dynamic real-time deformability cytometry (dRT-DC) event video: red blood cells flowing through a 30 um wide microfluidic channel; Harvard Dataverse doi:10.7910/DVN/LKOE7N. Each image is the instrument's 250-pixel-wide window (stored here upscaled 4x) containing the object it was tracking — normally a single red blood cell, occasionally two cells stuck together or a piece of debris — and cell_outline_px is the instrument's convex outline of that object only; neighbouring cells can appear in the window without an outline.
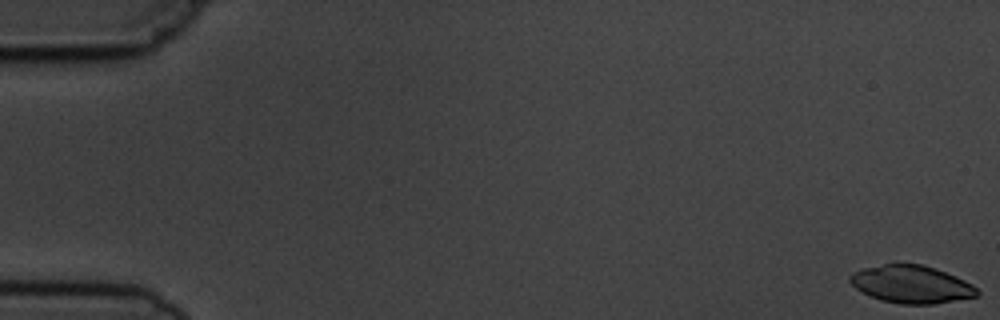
{"species": "common noctule bat (a hibernating species)", "species_latin": "Nyctalus noctula", "temperature_condition": "cold", "stored_images_in_passage": 10, "camera_frame_rate_fps": 3000, "um_per_image_px": 0.085, "animal": {"sex": "male", "body_mass_g": 19.5, "forearm_length_mm": 54.6}, "frame": {"image": 1, "passage_image": 1, "time_ms": 0.0, "image_size_px": [1000, 320], "cell_outline_px": [[980, 292], [976, 296], [936, 304], [900, 304], [880, 300], [856, 288], [848, 280], [848, 276], [852, 272], [864, 268], [896, 260], [924, 264], [936, 268], [956, 276], [972, 284]], "centroid_in_image_um": [77.44, 24.12], "position_along_channel_um": 7.6, "area_um2": 28.55}}